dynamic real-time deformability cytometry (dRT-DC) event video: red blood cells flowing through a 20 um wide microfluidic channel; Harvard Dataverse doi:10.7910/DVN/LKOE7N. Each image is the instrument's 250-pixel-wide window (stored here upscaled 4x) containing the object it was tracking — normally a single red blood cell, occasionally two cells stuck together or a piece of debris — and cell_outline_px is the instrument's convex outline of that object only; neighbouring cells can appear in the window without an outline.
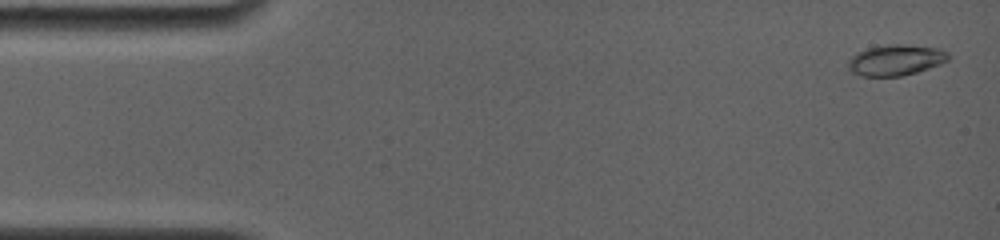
{"species": "common noctule bat (a hibernating species)", "species_latin": "Nyctalus noctula", "temperature_condition": "room temperature", "stored_images_in_passage": 10, "camera_frame_rate_fps": 4000, "um_per_image_px": 0.085, "animal": {"sex": "female", "body_mass_g": 19.0, "forearm_length_mm": 56.7}, "frame": {"image": 1, "passage_image": 2, "time_ms": 0.25, "image_size_px": [1000, 240], "cell_outline_px": [[948, 60], [916, 72], [900, 76], [864, 76], [856, 72], [848, 64], [848, 60], [852, 56], [868, 48], [932, 48], [944, 52], [948, 56]], "centroid_in_image_um": [76.09, 5.18], "position_along_channel_um": 8.9, "area_um2": 16.01}}